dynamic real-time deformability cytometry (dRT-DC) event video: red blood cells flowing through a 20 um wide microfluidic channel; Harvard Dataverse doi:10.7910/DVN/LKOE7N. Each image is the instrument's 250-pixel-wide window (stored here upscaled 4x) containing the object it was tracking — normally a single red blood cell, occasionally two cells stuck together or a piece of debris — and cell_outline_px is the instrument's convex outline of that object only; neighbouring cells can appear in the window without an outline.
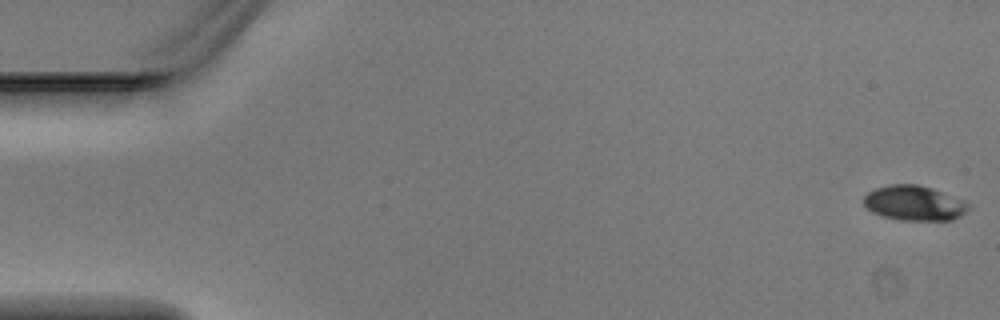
{"species": "Egyptian fruit bat (a non-hibernating species)", "species_latin": "Rousettus aegyptiacus", "temperature_condition": "warm", "stored_images_in_passage": 5, "segment_of_instrument_passage": [1, 2], "camera_frame_rate_fps": 3000, "um_per_image_px": 0.085, "animal": {"sex": "male"}, "frame": {"image": 1, "passage_image": 1, "time_ms": 0.0, "image_size_px": [1000, 320], "cell_outline_px": [[972, 208], [960, 216], [952, 220], [900, 220], [884, 216], [872, 212], [864, 204], [864, 196], [868, 192], [876, 188], [892, 184], [916, 184], [932, 188], [964, 200], [972, 204]], "centroid_in_image_um": [77.76, 17.26], "position_along_channel_um": 7.2, "area_um2": 21.39}}
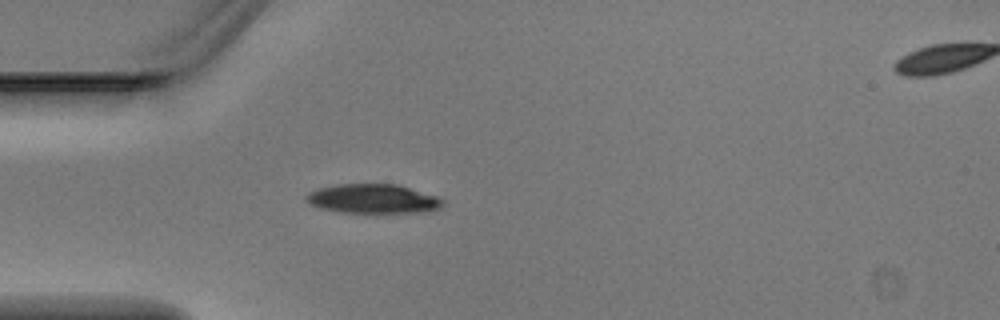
{"frame": {"image": 2, "passage_image": 4, "time_ms": 1.0, "image_size_px": [1000, 320], "cell_outline_px": [[444, 204], [440, 208], [432, 212], [340, 212], [320, 208], [304, 200], [304, 196], [308, 192], [320, 188], [340, 184], [396, 184], [436, 196], [444, 200]], "centroid_in_image_um": [31.72, 16.9], "position_along_channel_um": 53.3, "area_um2": 23.18}}